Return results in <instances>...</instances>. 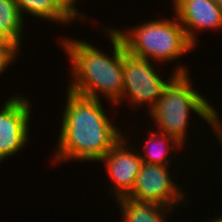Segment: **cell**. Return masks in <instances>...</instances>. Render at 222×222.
Masks as SVG:
<instances>
[{
	"label": "cell",
	"instance_id": "obj_7",
	"mask_svg": "<svg viewBox=\"0 0 222 222\" xmlns=\"http://www.w3.org/2000/svg\"><path fill=\"white\" fill-rule=\"evenodd\" d=\"M29 101L18 95L8 98L0 111V162L16 154L28 139Z\"/></svg>",
	"mask_w": 222,
	"mask_h": 222
},
{
	"label": "cell",
	"instance_id": "obj_5",
	"mask_svg": "<svg viewBox=\"0 0 222 222\" xmlns=\"http://www.w3.org/2000/svg\"><path fill=\"white\" fill-rule=\"evenodd\" d=\"M187 72V69L179 66L170 79L164 81L159 74L156 73L150 60L132 56L124 49V84L122 97L128 96L132 104L135 105L148 103V106H150L148 109L151 111L162 96L168 82L176 74H184Z\"/></svg>",
	"mask_w": 222,
	"mask_h": 222
},
{
	"label": "cell",
	"instance_id": "obj_12",
	"mask_svg": "<svg viewBox=\"0 0 222 222\" xmlns=\"http://www.w3.org/2000/svg\"><path fill=\"white\" fill-rule=\"evenodd\" d=\"M18 9L23 16V11L54 22H71V20L56 6L52 0H15Z\"/></svg>",
	"mask_w": 222,
	"mask_h": 222
},
{
	"label": "cell",
	"instance_id": "obj_14",
	"mask_svg": "<svg viewBox=\"0 0 222 222\" xmlns=\"http://www.w3.org/2000/svg\"><path fill=\"white\" fill-rule=\"evenodd\" d=\"M19 45H0V74L14 61Z\"/></svg>",
	"mask_w": 222,
	"mask_h": 222
},
{
	"label": "cell",
	"instance_id": "obj_13",
	"mask_svg": "<svg viewBox=\"0 0 222 222\" xmlns=\"http://www.w3.org/2000/svg\"><path fill=\"white\" fill-rule=\"evenodd\" d=\"M23 18L15 0H0V28L21 46Z\"/></svg>",
	"mask_w": 222,
	"mask_h": 222
},
{
	"label": "cell",
	"instance_id": "obj_10",
	"mask_svg": "<svg viewBox=\"0 0 222 222\" xmlns=\"http://www.w3.org/2000/svg\"><path fill=\"white\" fill-rule=\"evenodd\" d=\"M123 213V222H166L164 214L171 208L153 202H141L128 197L116 199ZM166 210V211H165ZM164 215V216H163Z\"/></svg>",
	"mask_w": 222,
	"mask_h": 222
},
{
	"label": "cell",
	"instance_id": "obj_18",
	"mask_svg": "<svg viewBox=\"0 0 222 222\" xmlns=\"http://www.w3.org/2000/svg\"><path fill=\"white\" fill-rule=\"evenodd\" d=\"M217 135L219 136V142L221 144L222 143V130Z\"/></svg>",
	"mask_w": 222,
	"mask_h": 222
},
{
	"label": "cell",
	"instance_id": "obj_16",
	"mask_svg": "<svg viewBox=\"0 0 222 222\" xmlns=\"http://www.w3.org/2000/svg\"><path fill=\"white\" fill-rule=\"evenodd\" d=\"M0 45H19L4 30L0 28Z\"/></svg>",
	"mask_w": 222,
	"mask_h": 222
},
{
	"label": "cell",
	"instance_id": "obj_3",
	"mask_svg": "<svg viewBox=\"0 0 222 222\" xmlns=\"http://www.w3.org/2000/svg\"><path fill=\"white\" fill-rule=\"evenodd\" d=\"M189 74H176L166 85L162 96L149 112L160 128L159 133L185 141L190 111H194L218 134L222 130L219 115L204 96L194 90ZM162 129V130H161Z\"/></svg>",
	"mask_w": 222,
	"mask_h": 222
},
{
	"label": "cell",
	"instance_id": "obj_2",
	"mask_svg": "<svg viewBox=\"0 0 222 222\" xmlns=\"http://www.w3.org/2000/svg\"><path fill=\"white\" fill-rule=\"evenodd\" d=\"M108 31L113 45L112 57L85 41L64 39L62 45L73 65L74 80L68 90L94 99H100L99 91L116 104L123 99L125 46L115 30Z\"/></svg>",
	"mask_w": 222,
	"mask_h": 222
},
{
	"label": "cell",
	"instance_id": "obj_15",
	"mask_svg": "<svg viewBox=\"0 0 222 222\" xmlns=\"http://www.w3.org/2000/svg\"><path fill=\"white\" fill-rule=\"evenodd\" d=\"M56 6L70 19H76L79 13L78 10L75 8V0H52Z\"/></svg>",
	"mask_w": 222,
	"mask_h": 222
},
{
	"label": "cell",
	"instance_id": "obj_8",
	"mask_svg": "<svg viewBox=\"0 0 222 222\" xmlns=\"http://www.w3.org/2000/svg\"><path fill=\"white\" fill-rule=\"evenodd\" d=\"M125 137H122L112 149L100 160L107 166L109 176L114 181V195L119 199L126 197L134 187L136 178L143 163L140 153L128 151Z\"/></svg>",
	"mask_w": 222,
	"mask_h": 222
},
{
	"label": "cell",
	"instance_id": "obj_6",
	"mask_svg": "<svg viewBox=\"0 0 222 222\" xmlns=\"http://www.w3.org/2000/svg\"><path fill=\"white\" fill-rule=\"evenodd\" d=\"M167 167L142 163L134 187L126 197L169 208L185 202L182 189L171 180Z\"/></svg>",
	"mask_w": 222,
	"mask_h": 222
},
{
	"label": "cell",
	"instance_id": "obj_4",
	"mask_svg": "<svg viewBox=\"0 0 222 222\" xmlns=\"http://www.w3.org/2000/svg\"><path fill=\"white\" fill-rule=\"evenodd\" d=\"M114 30L122 39L128 54L148 60L151 57L156 62L175 60L194 47L177 17L172 21L150 20L131 29L130 33Z\"/></svg>",
	"mask_w": 222,
	"mask_h": 222
},
{
	"label": "cell",
	"instance_id": "obj_1",
	"mask_svg": "<svg viewBox=\"0 0 222 222\" xmlns=\"http://www.w3.org/2000/svg\"><path fill=\"white\" fill-rule=\"evenodd\" d=\"M56 161H100L124 136L111 123L99 99L67 90Z\"/></svg>",
	"mask_w": 222,
	"mask_h": 222
},
{
	"label": "cell",
	"instance_id": "obj_11",
	"mask_svg": "<svg viewBox=\"0 0 222 222\" xmlns=\"http://www.w3.org/2000/svg\"><path fill=\"white\" fill-rule=\"evenodd\" d=\"M159 134H161L160 135L161 137L158 135V133L157 134L154 133V131L150 134L151 139L149 138V141H147V144H149L151 146V148H150V146H149L150 149L147 148V150L148 149L149 150L147 153L145 152L144 156L140 154V158L142 159L143 163H146V164L169 166L168 163H169V160L171 161V158L170 159L167 158V156L170 157V154L167 152L168 151L172 152V150H174V148H175V150H176V148L180 149L182 147V145H184V143L181 144L173 136L163 134V133H159ZM157 136H159V137H157ZM158 138H160V139H158ZM166 142H170V145L172 144V146H174V148L172 146L170 147V149L165 147L167 145ZM158 145L159 146L161 145V146L159 147Z\"/></svg>",
	"mask_w": 222,
	"mask_h": 222
},
{
	"label": "cell",
	"instance_id": "obj_9",
	"mask_svg": "<svg viewBox=\"0 0 222 222\" xmlns=\"http://www.w3.org/2000/svg\"><path fill=\"white\" fill-rule=\"evenodd\" d=\"M175 16L195 45L194 30L222 29V8L214 0H173Z\"/></svg>",
	"mask_w": 222,
	"mask_h": 222
},
{
	"label": "cell",
	"instance_id": "obj_17",
	"mask_svg": "<svg viewBox=\"0 0 222 222\" xmlns=\"http://www.w3.org/2000/svg\"><path fill=\"white\" fill-rule=\"evenodd\" d=\"M216 2V4L222 8V0H214Z\"/></svg>",
	"mask_w": 222,
	"mask_h": 222
}]
</instances>
